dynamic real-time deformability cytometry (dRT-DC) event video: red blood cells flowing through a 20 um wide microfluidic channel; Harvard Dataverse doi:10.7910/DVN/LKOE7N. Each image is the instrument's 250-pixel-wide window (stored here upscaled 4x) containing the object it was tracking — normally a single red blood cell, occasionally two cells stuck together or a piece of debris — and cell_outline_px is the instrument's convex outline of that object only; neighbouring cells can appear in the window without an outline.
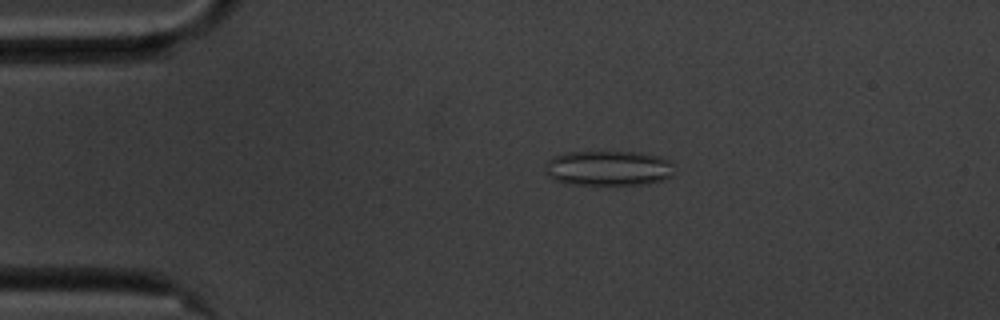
{"species": "common noctule bat (a hibernating species)", "species_latin": "Nyctalus noctula", "temperature_condition": "cold", "stored_images_in_passage": 56, "camera_frame_rate_fps": 3000, "um_per_image_px": 0.085, "animal": {"sex": "male", "body_mass_g": 20.1, "forearm_length_mm": 53.5}, "frame": {"image": 1, "passage_image": 11, "time_ms": 3.333, "image_size_px": [1000, 320], "cell_outline_px": [[672, 176], [664, 180], [648, 184], [564, 184], [552, 180], [548, 176], [544, 164], [552, 156], [564, 152], [640, 152], [660, 156], [668, 160], [672, 164]], "centroid_in_image_um": [51.67, 14.29], "position_along_channel_um": 33.3, "area_um2": 26.7}}
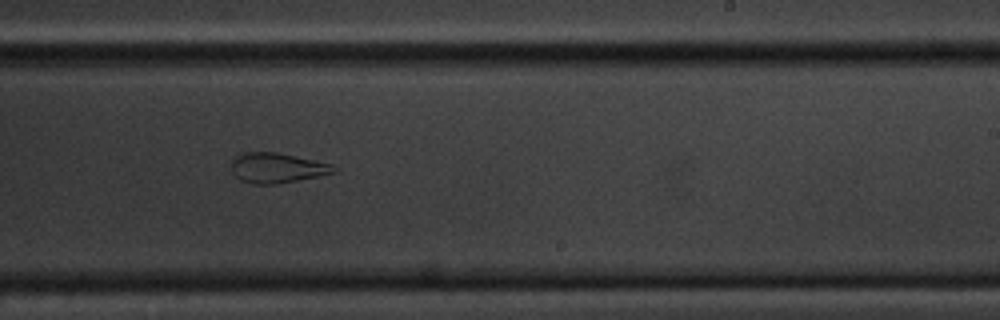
{"frame": {"image": 2, "passage_image": 34, "time_ms": 11.0, "image_size_px": [1000, 320], "cell_outline_px": [[340, 168], [336, 172], [276, 184], [252, 184], [240, 180], [232, 172], [232, 160], [236, 156], [244, 152], [276, 152], [332, 164]], "centroid_in_image_um": [23.54, 14.27], "position_along_channel_um": 265.5, "area_um2": 17.8}}
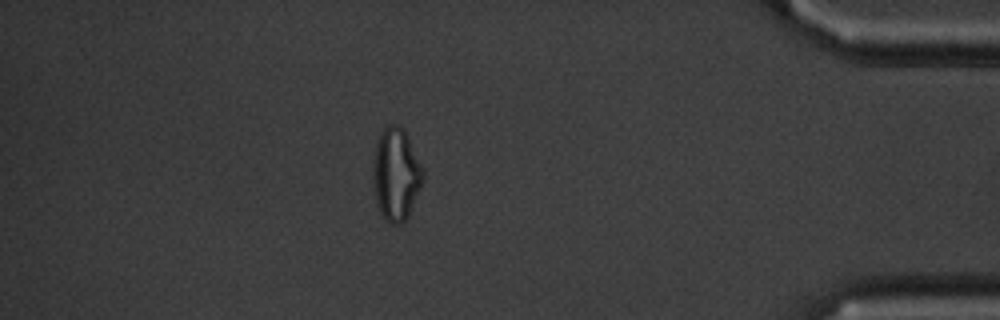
{"frame": {"image": 3, "passage_image": 49, "time_ms": 16.0, "image_size_px": [1000, 320], "cell_outline_px": [[424, 180], [408, 216], [400, 224], [392, 224], [380, 212], [376, 200], [372, 180], [372, 148], [380, 132], [388, 124], [400, 124], [404, 128], [424, 168]], "centroid_in_image_um": [33.64, 14.73], "position_along_channel_um": 401.6, "area_um2": 27.63}, "authors_computed_cell_mechanics": {"area_um2": 25.3164, "velocity_mm_per_s": 3.5396, "shape_relaxation_time_tau1_ms": null, "shape_relaxation_time_tau2_ms": 1.4197, "deformation_change_tau1": null, "deformation_change_tau2": 0.1018}}